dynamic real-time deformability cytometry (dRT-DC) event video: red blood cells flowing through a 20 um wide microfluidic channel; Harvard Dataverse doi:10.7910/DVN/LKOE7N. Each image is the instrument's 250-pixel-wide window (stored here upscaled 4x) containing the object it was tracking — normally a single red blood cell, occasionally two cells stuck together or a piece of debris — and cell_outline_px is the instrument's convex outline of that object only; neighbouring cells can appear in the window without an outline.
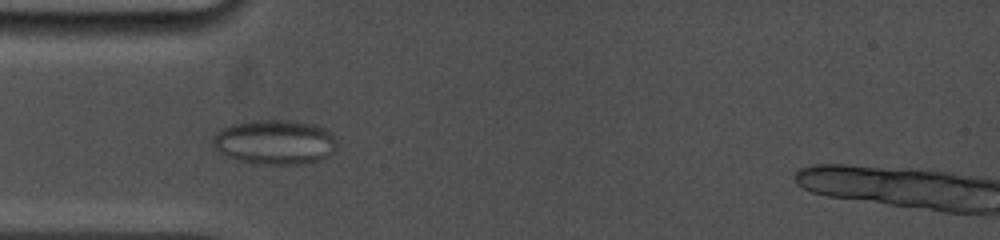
{"species": "common noctule bat (a hibernating species)", "species_latin": "Nyctalus noctula", "temperature_condition": "cold", "stored_images_in_passage": 52, "camera_frame_rate_fps": 5000, "um_per_image_px": 0.085, "animal": {"sex": "female", "body_mass_g": 19.0, "forearm_length_mm": 53.3}, "frame": {"image": 1, "passage_image": 8, "time_ms": 1.8, "image_size_px": [1000, 240], "cell_outline_px": [[336, 148], [328, 156], [320, 160], [304, 164], [260, 164], [240, 160], [228, 156], [220, 152], [212, 144], [212, 136], [216, 132], [232, 124], [252, 120], [292, 120], [316, 124], [332, 132], [336, 140]], "centroid_in_image_um": [23.39, 12.06], "position_along_channel_um": 61.6, "area_um2": 32.48}}
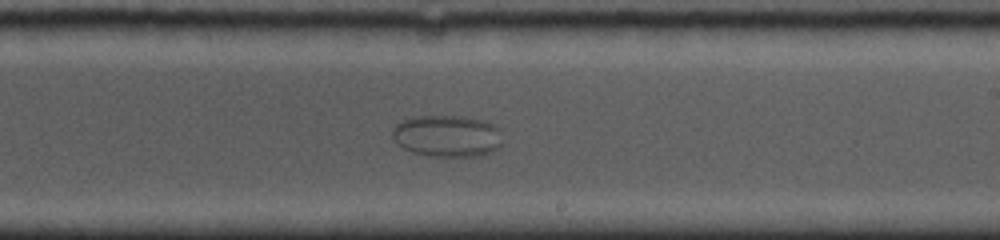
{"frame": {"image": 2, "passage_image": 29, "time_ms": 7.4, "image_size_px": [1000, 240], "cell_outline_px": [[500, 148], [484, 156], [428, 156], [412, 152], [396, 144], [392, 136], [392, 128], [396, 124], [412, 116], [460, 116], [484, 120], [500, 128]], "centroid_in_image_um": [38.0, 11.56], "position_along_channel_um": 251.0, "area_um2": 27.11}}
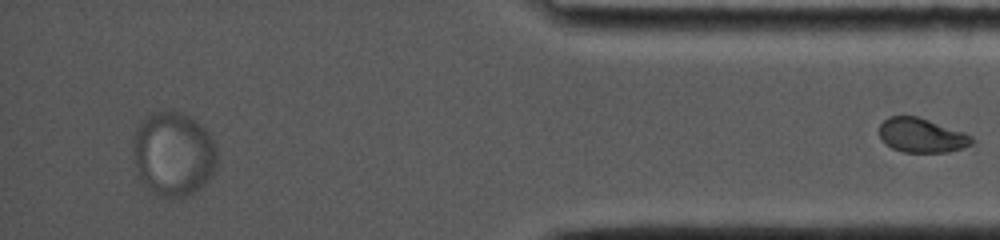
{"frame": {"image": 3, "passage_image": 52, "time_ms": 13.4, "image_size_px": [1000, 240], "cell_outline_px": [[972, 144], [964, 148], [948, 152], [904, 152], [892, 148], [884, 144], [880, 140], [880, 124], [888, 116], [916, 116], [964, 132], [972, 136]], "centroid_in_image_um": [78.32, 11.52], "position_along_channel_um": 356.9, "area_um2": 18.5}}